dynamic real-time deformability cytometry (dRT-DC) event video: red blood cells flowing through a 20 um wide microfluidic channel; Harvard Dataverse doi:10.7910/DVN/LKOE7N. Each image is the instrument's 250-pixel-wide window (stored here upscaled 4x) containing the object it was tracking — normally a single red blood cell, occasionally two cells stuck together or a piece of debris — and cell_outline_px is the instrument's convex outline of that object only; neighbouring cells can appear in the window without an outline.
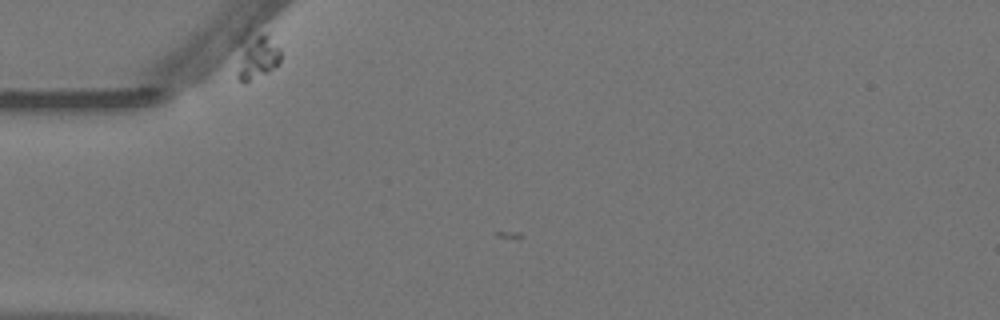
{"species": "Egyptian fruit bat (a non-hibernating species)", "species_latin": "Rousettus aegyptiacus", "temperature_condition": "warm", "stored_images_in_passage": 3, "camera_frame_rate_fps": 3000, "um_per_image_px": 0.085, "animal": {"sex": "female"}, "frame": {"image": 1, "passage_image": 2, "time_ms": 0.333, "image_size_px": [1000, 320], "cell_outline_px": [[280, 64], [268, 72], [244, 84], [236, 76], [240, 36], [244, 28], [248, 28], [268, 32], [280, 48]], "centroid_in_image_um": [21.79, 4.65], "position_along_channel_um": 63.2, "area_um2": 12.89}}